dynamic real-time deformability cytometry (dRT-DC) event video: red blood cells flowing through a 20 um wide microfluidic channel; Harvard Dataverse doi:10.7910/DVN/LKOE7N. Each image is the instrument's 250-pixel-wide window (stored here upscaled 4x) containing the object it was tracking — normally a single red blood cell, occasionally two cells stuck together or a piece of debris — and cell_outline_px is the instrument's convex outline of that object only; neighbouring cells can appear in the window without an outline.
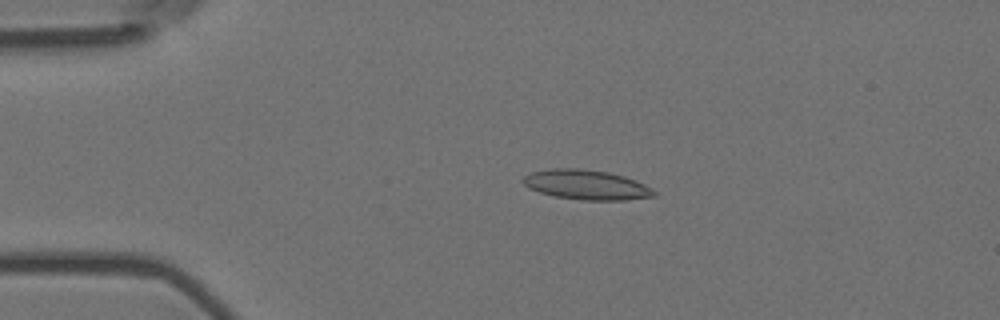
{"species": "Egyptian fruit bat (a non-hibernating species)", "species_latin": "Rousettus aegyptiacus", "temperature_condition": "room temperature", "stored_images_in_passage": 5, "camera_frame_rate_fps": 3000, "um_per_image_px": 0.085, "animal": {"sex": "female"}, "frame": {"image": 1, "passage_image": 4, "time_ms": 1.0, "image_size_px": [1000, 320], "cell_outline_px": [[656, 196], [624, 200], [584, 200], [552, 196], [528, 188], [520, 180], [524, 176], [532, 172], [552, 168], [580, 168], [608, 172], [624, 176], [636, 180], [652, 188], [656, 192]], "centroid_in_image_um": [49.83, 15.7], "position_along_channel_um": 35.2, "area_um2": 22.83}}